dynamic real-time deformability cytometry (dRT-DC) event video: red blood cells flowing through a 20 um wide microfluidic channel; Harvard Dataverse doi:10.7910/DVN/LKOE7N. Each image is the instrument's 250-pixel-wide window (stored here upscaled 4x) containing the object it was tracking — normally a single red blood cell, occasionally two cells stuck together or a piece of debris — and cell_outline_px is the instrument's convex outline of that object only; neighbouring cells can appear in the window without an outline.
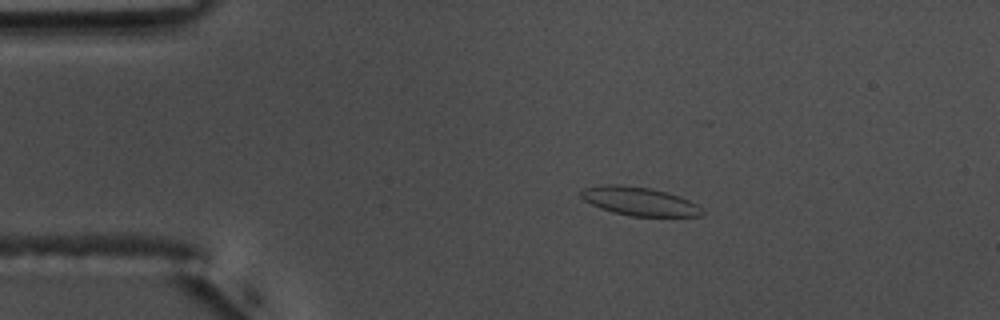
{"species": "common noctule bat (a hibernating species)", "species_latin": "Nyctalus noctula", "temperature_condition": "warm", "stored_images_in_passage": 34, "camera_frame_rate_fps": 3000, "um_per_image_px": 0.085, "animal": {"sex": "male", "body_mass_g": 17.5, "forearm_length_mm": 52.3}, "frame": {"image": 1, "passage_image": 1, "time_ms": 0.0, "image_size_px": [1000, 320], "cell_outline_px": [[704, 216], [632, 216], [612, 212], [600, 208], [584, 200], [580, 196], [580, 192], [584, 188], [600, 184], [620, 184], [648, 188], [668, 192], [680, 196], [696, 204], [704, 212]], "centroid_in_image_um": [54.32, 17.1], "position_along_channel_um": 30.7, "area_um2": 20.17}}
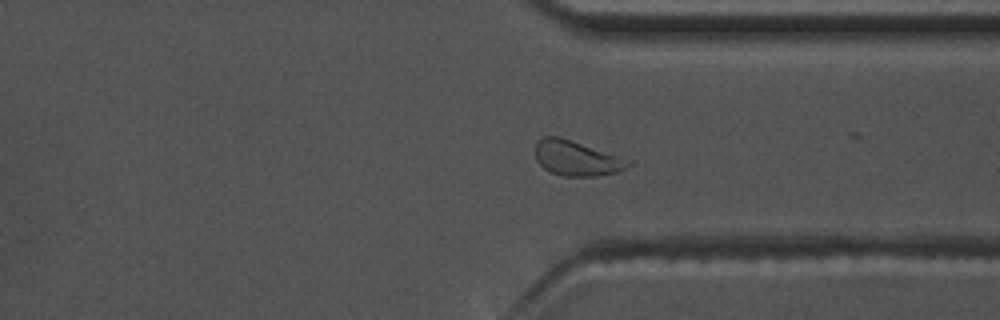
{"frame": {"image": 2, "passage_image": 32, "time_ms": 10.333, "image_size_px": [1000, 320], "cell_outline_px": [[636, 160], [632, 164], [616, 172], [596, 176], [564, 176], [548, 172], [536, 160], [536, 140], [544, 136], [560, 136]], "centroid_in_image_um": [49.06, 13.43], "position_along_channel_um": 362.3, "area_um2": 19.48}, "authors_computed_cell_mechanics": {"area_um2": 18.5249, "velocity_mm_per_s": 3.6905, "shape_relaxation_time_tau1_ms": 5.0199, "shape_relaxation_time_tau2_ms": 1.4783, "deformation_change_tau1": 0.1376, "deformation_change_tau2": 0.0649}}